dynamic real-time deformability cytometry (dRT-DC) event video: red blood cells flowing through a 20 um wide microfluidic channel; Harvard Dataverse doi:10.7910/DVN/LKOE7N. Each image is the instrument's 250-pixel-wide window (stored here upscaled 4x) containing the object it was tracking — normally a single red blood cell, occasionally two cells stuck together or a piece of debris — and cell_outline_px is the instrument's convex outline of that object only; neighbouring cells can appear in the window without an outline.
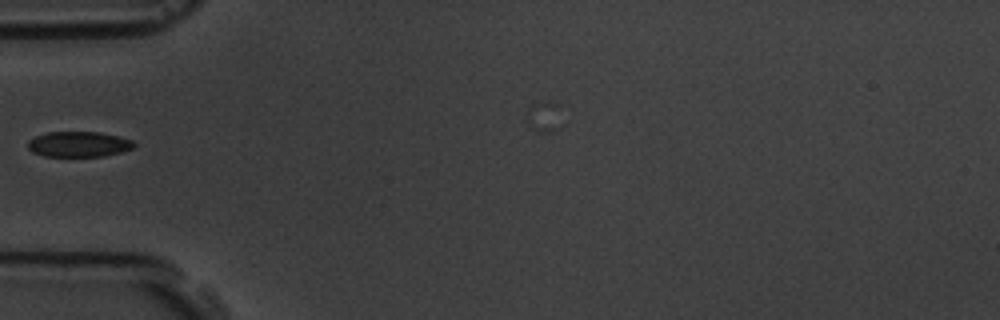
{"species": "common noctule bat (a hibernating species)", "species_latin": "Nyctalus noctula", "temperature_condition": "room temperature", "stored_images_in_passage": 2, "camera_frame_rate_fps": 3000, "um_per_image_px": 0.085, "animal": {"sex": "male", "body_mass_g": 19.5, "forearm_length_mm": 54.6}, "frame": {"image": 1, "passage_image": 2, "time_ms": 1.0, "image_size_px": [1000, 320], "cell_outline_px": [[136, 144], [132, 148], [120, 152], [104, 156], [44, 156], [32, 152], [28, 148], [28, 140], [36, 136], [48, 132], [100, 132], [132, 140]], "centroid_in_image_um": [6.67, 12.26], "position_along_channel_um": 78.3, "area_um2": 15.61}}